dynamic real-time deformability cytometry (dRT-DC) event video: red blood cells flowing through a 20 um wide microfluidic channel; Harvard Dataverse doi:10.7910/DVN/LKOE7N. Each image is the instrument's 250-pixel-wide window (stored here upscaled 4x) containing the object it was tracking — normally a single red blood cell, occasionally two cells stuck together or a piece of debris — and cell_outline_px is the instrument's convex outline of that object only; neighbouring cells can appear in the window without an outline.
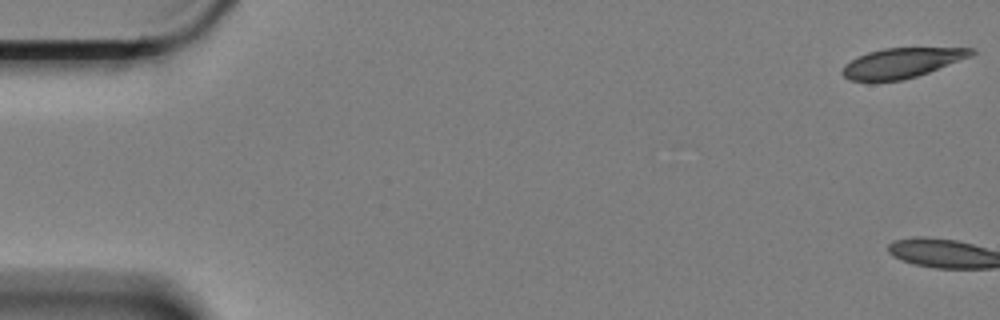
{"species": "Egyptian fruit bat (a non-hibernating species)", "species_latin": "Rousettus aegyptiacus", "temperature_condition": "cold", "stored_images_in_passage": 6, "camera_frame_rate_fps": 3000, "um_per_image_px": 0.085, "animal": {"sex": "female"}, "frame": {"image": 1, "passage_image": 1, "time_ms": 0.0, "image_size_px": [1000, 320], "cell_outline_px": [[976, 52], [972, 56], [928, 72], [916, 76], [900, 80], [848, 80], [840, 72], [844, 64], [868, 52], [884, 48], [972, 48]], "centroid_in_image_um": [76.65, 5.34], "position_along_channel_um": 8.4, "area_um2": 22.02}}